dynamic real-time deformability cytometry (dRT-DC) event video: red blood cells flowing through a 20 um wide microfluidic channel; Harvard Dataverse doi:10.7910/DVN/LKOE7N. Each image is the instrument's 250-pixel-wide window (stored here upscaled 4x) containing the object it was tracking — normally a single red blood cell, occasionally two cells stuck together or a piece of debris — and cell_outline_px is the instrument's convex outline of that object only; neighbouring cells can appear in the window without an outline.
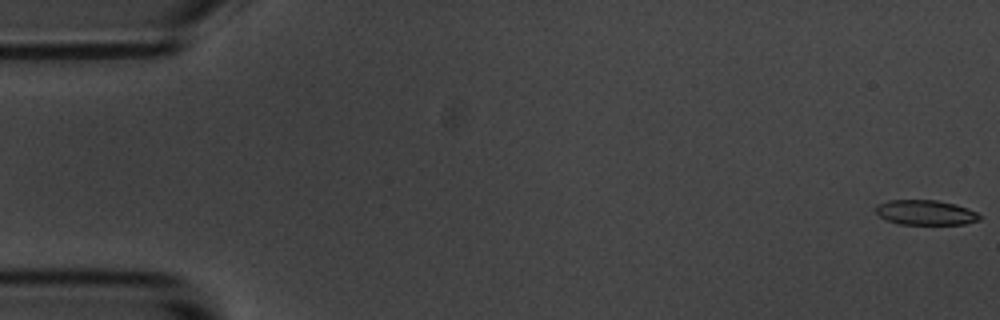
{"species": "common noctule bat (a hibernating species)", "species_latin": "Nyctalus noctula", "temperature_condition": "room temperature", "stored_images_in_passage": 5, "camera_frame_rate_fps": 3000, "um_per_image_px": 0.085, "animal": {"sex": "male", "body_mass_g": 20.1, "forearm_length_mm": 53.5}, "frame": {"image": 1, "passage_image": 1, "time_ms": 0.0, "image_size_px": [1000, 320], "cell_outline_px": [[984, 216], [980, 220], [964, 224], [900, 224], [888, 220], [880, 216], [876, 212], [876, 204], [888, 200], [936, 200], [956, 204], [968, 208]], "centroid_in_image_um": [78.71, 18.06], "position_along_channel_um": 6.3, "area_um2": 15.14}}